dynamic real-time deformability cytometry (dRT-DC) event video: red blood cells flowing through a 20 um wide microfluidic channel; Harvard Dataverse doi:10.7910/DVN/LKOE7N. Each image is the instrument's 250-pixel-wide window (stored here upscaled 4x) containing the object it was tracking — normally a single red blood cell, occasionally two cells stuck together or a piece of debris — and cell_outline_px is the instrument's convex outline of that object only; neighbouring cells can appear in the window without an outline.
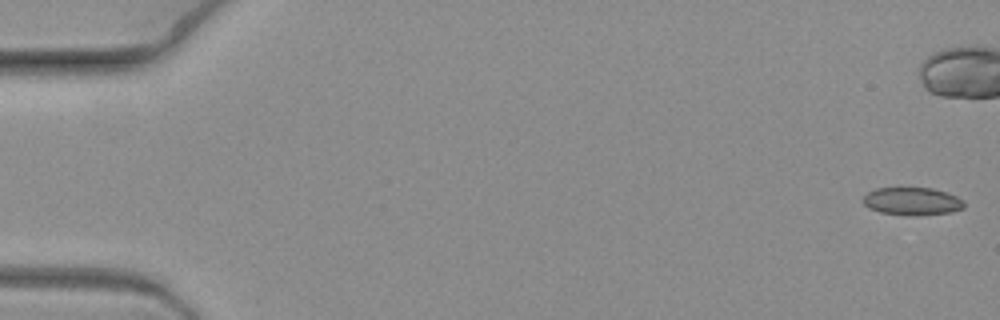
{"species": "common noctule bat (a hibernating species)", "species_latin": "Nyctalus noctula", "temperature_condition": "warm", "stored_images_in_passage": 8, "camera_frame_rate_fps": 3000, "um_per_image_px": 0.085, "animal": {"sex": "female", "body_mass_g": 19.3, "forearm_length_mm": 54.1}, "frame": {"image": 1, "passage_image": 1, "time_ms": 0.0, "image_size_px": [1000, 320], "cell_outline_px": [[964, 208], [952, 212], [880, 212], [868, 208], [864, 204], [864, 196], [868, 192], [876, 188], [932, 188], [956, 196], [964, 200]], "centroid_in_image_um": [77.53, 17.04], "position_along_channel_um": 7.5, "area_um2": 15.26}}